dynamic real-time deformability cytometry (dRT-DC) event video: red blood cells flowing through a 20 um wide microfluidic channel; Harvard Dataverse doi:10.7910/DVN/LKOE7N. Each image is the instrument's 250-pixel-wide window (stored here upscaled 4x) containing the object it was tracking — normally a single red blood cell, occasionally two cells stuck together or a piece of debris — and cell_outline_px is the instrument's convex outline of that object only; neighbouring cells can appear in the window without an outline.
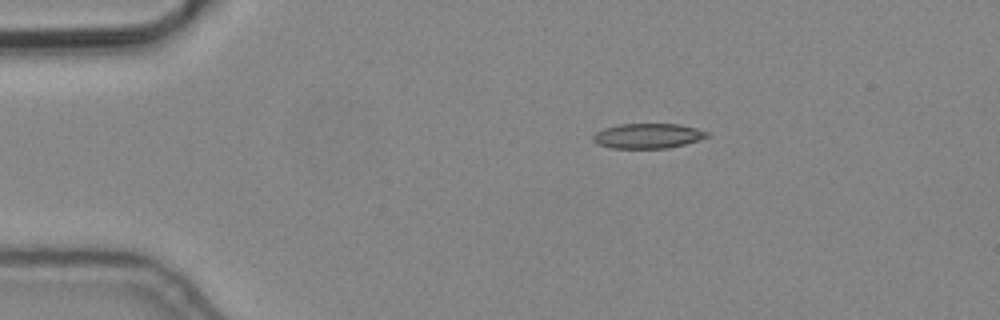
{"species": "common noctule bat (a hibernating species)", "species_latin": "Nyctalus noctula", "temperature_condition": "cold", "stored_images_in_passage": 3, "camera_frame_rate_fps": 3000, "um_per_image_px": 0.085, "animal": {"sex": "male", "body_mass_g": 19.2, "forearm_length_mm": 51.8}, "frame": {"image": 1, "passage_image": 1, "time_ms": 0.0, "image_size_px": [1000, 320], "cell_outline_px": [[708, 136], [684, 144], [668, 148], [612, 148], [596, 144], [592, 140], [592, 136], [596, 132], [604, 128], [620, 124], [680, 124], [696, 128], [708, 132]], "centroid_in_image_um": [55.01, 11.55], "position_along_channel_um": 30.0, "area_um2": 16.47}}